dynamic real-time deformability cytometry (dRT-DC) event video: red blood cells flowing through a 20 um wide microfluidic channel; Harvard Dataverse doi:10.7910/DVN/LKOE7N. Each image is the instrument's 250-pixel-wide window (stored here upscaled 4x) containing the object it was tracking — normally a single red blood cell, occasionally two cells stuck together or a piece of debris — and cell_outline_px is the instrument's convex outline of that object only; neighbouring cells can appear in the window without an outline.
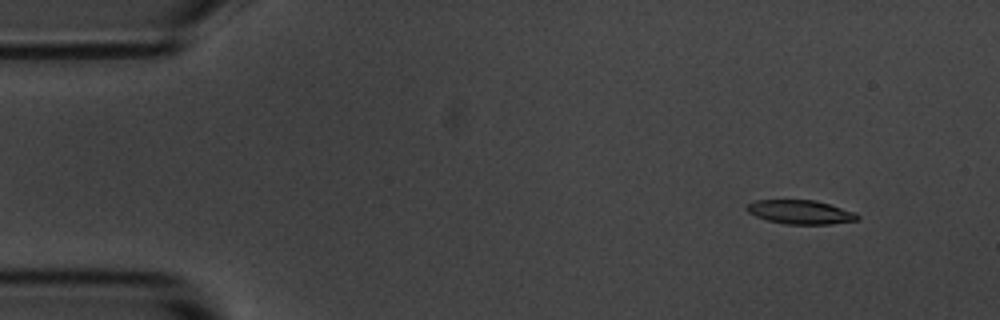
{"species": "common noctule bat (a hibernating species)", "species_latin": "Nyctalus noctula", "temperature_condition": "room temperature", "stored_images_in_passage": 5, "camera_frame_rate_fps": 3000, "um_per_image_px": 0.085, "animal": {"sex": "male", "body_mass_g": 20.1, "forearm_length_mm": 53.5}, "frame": {"image": 1, "passage_image": 1, "time_ms": 0.0, "image_size_px": [1000, 320], "cell_outline_px": [[860, 220], [832, 224], [788, 224], [768, 220], [756, 216], [748, 212], [744, 208], [748, 204], [756, 200], [816, 200], [856, 212], [860, 216]], "centroid_in_image_um": [68.08, 18.02], "position_along_channel_um": 16.9, "area_um2": 15.49}}